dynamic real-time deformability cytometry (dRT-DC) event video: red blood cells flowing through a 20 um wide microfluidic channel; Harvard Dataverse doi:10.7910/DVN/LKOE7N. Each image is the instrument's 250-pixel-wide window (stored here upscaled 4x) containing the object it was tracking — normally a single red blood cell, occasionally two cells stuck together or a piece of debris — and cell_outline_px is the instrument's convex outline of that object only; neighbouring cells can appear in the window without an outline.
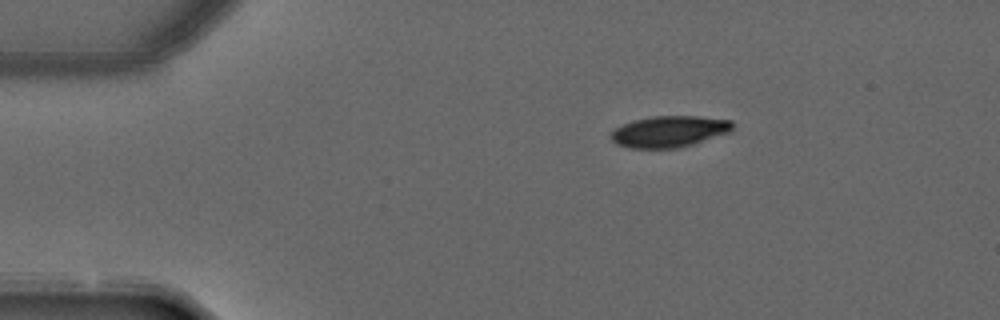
{"species": "common noctule bat (a hibernating species)", "species_latin": "Nyctalus noctula", "temperature_condition": "warm", "stored_images_in_passage": 2, "camera_frame_rate_fps": 3000, "um_per_image_px": 0.085, "animal": {"sex": "male", "forearm_length_mm": 52.5}, "frame": {"image": 1, "passage_image": 1, "time_ms": 0.0, "image_size_px": [1000, 320], "cell_outline_px": [[732, 132], [680, 148], [628, 148], [616, 144], [608, 136], [616, 128], [632, 120], [652, 116], [696, 116], [732, 120]], "centroid_in_image_um": [56.88, 11.18], "position_along_channel_um": 28.1, "area_um2": 22.37}}